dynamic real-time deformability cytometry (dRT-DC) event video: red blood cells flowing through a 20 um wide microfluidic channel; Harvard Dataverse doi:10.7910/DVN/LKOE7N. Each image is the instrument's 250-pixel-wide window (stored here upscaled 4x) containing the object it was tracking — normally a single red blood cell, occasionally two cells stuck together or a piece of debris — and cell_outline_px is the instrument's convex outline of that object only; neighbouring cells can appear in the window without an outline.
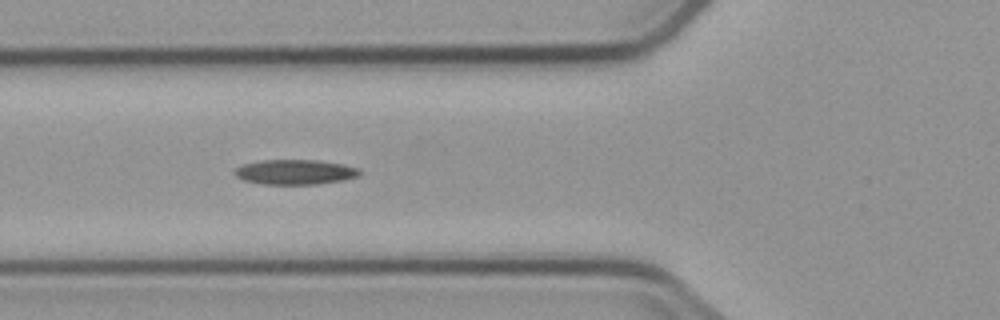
{"species": "common noctule bat (a hibernating species)", "species_latin": "Nyctalus noctula", "temperature_condition": "cold", "stored_images_in_passage": 7, "segment_of_instrument_passage": [1, 2], "camera_frame_rate_fps": 3000, "um_per_image_px": 0.085, "animal": {"sex": "male", "body_mass_g": 23.1, "forearm_length_mm": 52.7}, "frame": {"image": 1, "passage_image": 5, "time_ms": 4.667, "image_size_px": [1000, 320], "cell_outline_px": [[360, 176], [340, 180], [316, 184], [264, 184], [244, 180], [236, 176], [232, 172], [236, 168], [244, 164], [264, 160], [316, 160], [344, 164], [360, 168]], "centroid_in_image_um": [25.09, 14.62], "position_along_channel_um": 100.7, "area_um2": 18.03}}
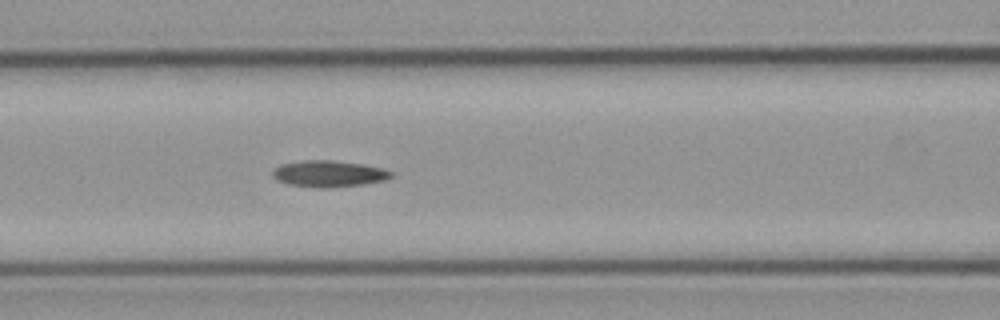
{"frame": {"image": 2, "passage_image": 6, "time_ms": 5.667, "image_size_px": [1000, 320], "cell_outline_px": [[392, 176], [384, 180], [364, 184], [328, 188], [316, 188], [288, 184], [276, 180], [272, 176], [272, 172], [280, 164], [304, 160], [332, 160], [360, 164], [380, 168], [392, 172]], "centroid_in_image_um": [27.89, 14.77], "position_along_channel_um": 138.7, "area_um2": 18.15}}